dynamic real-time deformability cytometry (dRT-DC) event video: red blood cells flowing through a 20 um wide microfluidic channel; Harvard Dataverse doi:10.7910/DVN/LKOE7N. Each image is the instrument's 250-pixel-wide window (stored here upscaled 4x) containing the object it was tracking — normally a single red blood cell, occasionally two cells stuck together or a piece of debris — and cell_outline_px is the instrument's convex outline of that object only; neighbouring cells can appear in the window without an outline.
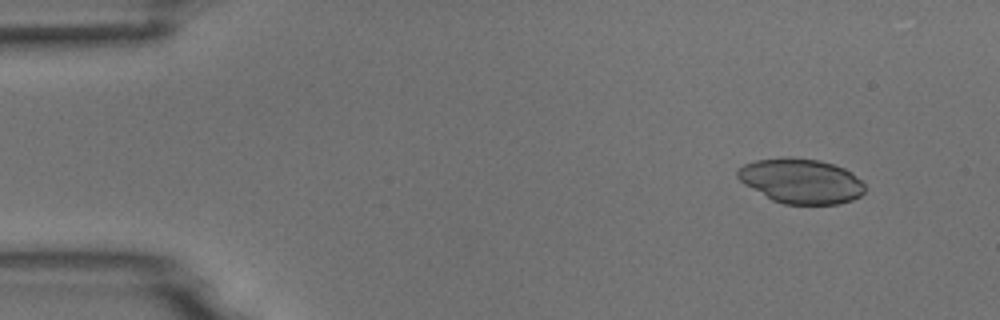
{"species": "common noctule bat (a hibernating species)", "species_latin": "Nyctalus noctula", "temperature_condition": "room temperature", "stored_images_in_passage": 6, "camera_frame_rate_fps": 3000, "um_per_image_px": 0.085, "animal": {"sex": "male", "body_mass_g": 18.8}, "frame": {"image": 1, "passage_image": 2, "time_ms": 1.0, "image_size_px": [1000, 320], "cell_outline_px": [[864, 192], [860, 196], [852, 200], [840, 204], [784, 204], [772, 200], [744, 184], [736, 176], [736, 172], [744, 164], [756, 160], [820, 160], [844, 168], [852, 172], [864, 184]], "centroid_in_image_um": [68.12, 15.43], "position_along_channel_um": 16.9, "area_um2": 32.43}}